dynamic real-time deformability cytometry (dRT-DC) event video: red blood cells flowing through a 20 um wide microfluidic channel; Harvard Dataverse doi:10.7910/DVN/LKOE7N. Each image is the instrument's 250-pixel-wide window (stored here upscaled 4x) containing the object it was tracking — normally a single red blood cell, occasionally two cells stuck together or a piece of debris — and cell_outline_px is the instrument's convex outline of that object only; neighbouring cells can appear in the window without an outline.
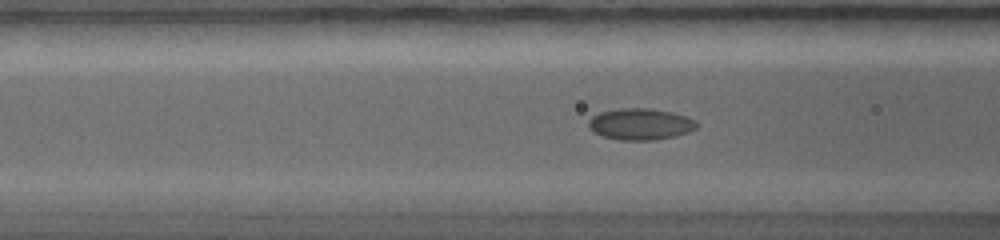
{"species": "common noctule bat (a hibernating species)", "species_latin": "Nyctalus noctula", "temperature_condition": "warm", "stored_images_in_passage": 70, "camera_frame_rate_fps": 5000, "um_per_image_px": 0.085, "animal": {"sex": "female", "body_mass_g": 19.0, "forearm_length_mm": 56.7}, "frame": {"image": 1, "passage_image": 22, "time_ms": 4.0, "image_size_px": [1000, 240], "cell_outline_px": [[696, 128], [688, 132], [676, 136], [656, 140], [620, 140], [600, 136], [592, 132], [588, 128], [588, 120], [592, 116], [600, 112], [620, 108], [652, 108], [672, 112], [696, 120]], "centroid_in_image_um": [54.39, 10.55], "position_along_channel_um": 112.2, "area_um2": 20.06}}
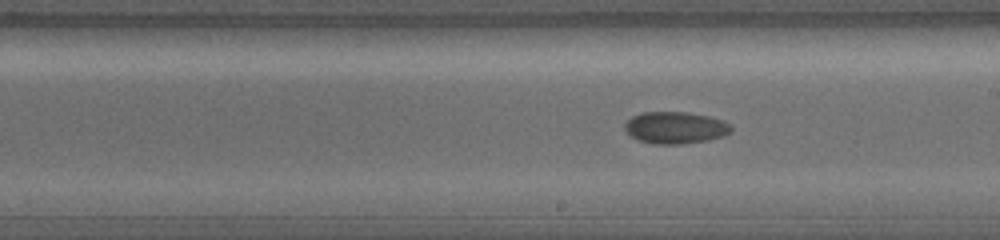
{"frame": {"image": 2, "passage_image": 35, "time_ms": 6.6, "image_size_px": [1000, 240], "cell_outline_px": [[732, 132], [724, 136], [708, 140], [680, 144], [652, 144], [636, 140], [628, 136], [624, 128], [624, 124], [632, 116], [640, 112], [688, 112], [708, 116], [724, 120], [732, 124]], "centroid_in_image_um": [57.39, 10.86], "position_along_channel_um": 231.6, "area_um2": 20.23}}
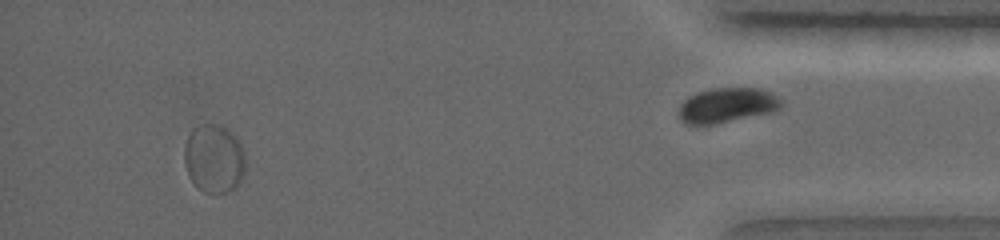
{"frame": {"image": 3, "passage_image": 61, "time_ms": 12.2, "image_size_px": [1000, 240], "cell_outline_px": [[244, 172], [240, 184], [228, 192], [204, 192], [188, 176], [184, 164], [184, 144], [192, 128], [200, 124], [220, 124], [232, 132], [236, 136], [244, 152]], "centroid_in_image_um": [18.18, 13.45], "position_along_channel_um": 417.0, "area_um2": 24.57}}